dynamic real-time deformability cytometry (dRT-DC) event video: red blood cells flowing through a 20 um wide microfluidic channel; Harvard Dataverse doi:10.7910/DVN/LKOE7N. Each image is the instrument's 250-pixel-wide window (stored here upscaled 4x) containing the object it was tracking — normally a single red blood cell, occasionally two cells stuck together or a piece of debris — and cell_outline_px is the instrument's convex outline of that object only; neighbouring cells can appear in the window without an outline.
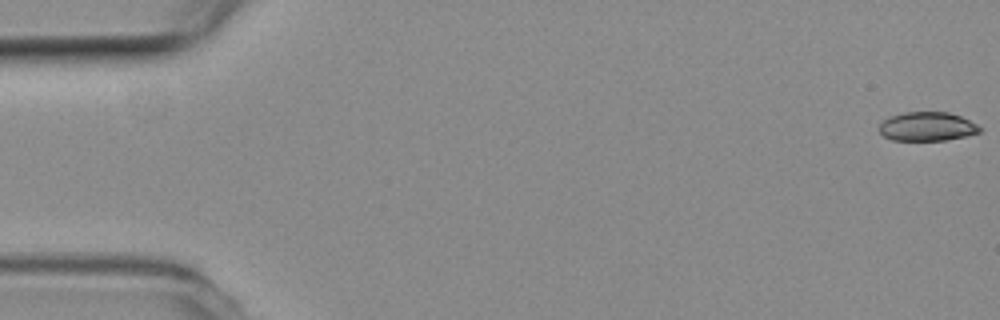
{"species": "common noctule bat (a hibernating species)", "species_latin": "Nyctalus noctula", "temperature_condition": "room temperature", "stored_images_in_passage": 50, "camera_frame_rate_fps": 3000, "um_per_image_px": 0.085, "animal": {"sex": "female", "body_mass_g": 19.3, "forearm_length_mm": 54.1}, "frame": {"image": 1, "passage_image": 1, "time_ms": 0.0, "image_size_px": [1000, 320], "cell_outline_px": [[984, 128], [980, 132], [968, 136], [944, 140], [892, 140], [884, 136], [876, 128], [888, 116], [904, 112], [948, 112], [960, 116]], "centroid_in_image_um": [78.8, 10.75], "position_along_channel_um": 6.2, "area_um2": 17.11}}
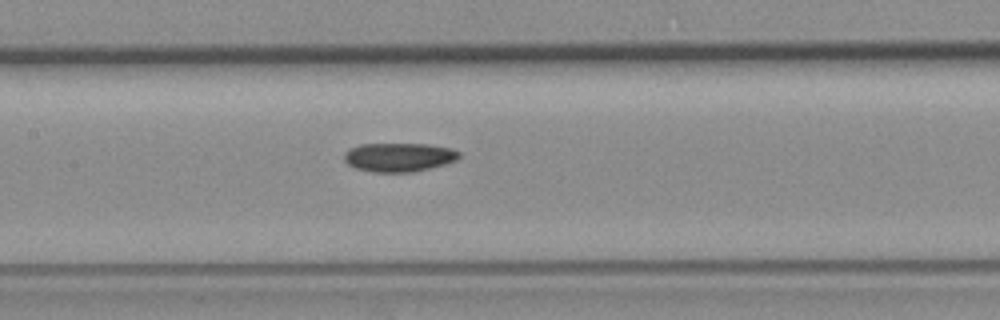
{"frame": {"image": 2, "passage_image": 27, "time_ms": 8.667, "image_size_px": [1000, 320], "cell_outline_px": [[460, 156], [456, 160], [444, 164], [412, 172], [372, 172], [356, 168], [348, 164], [344, 160], [344, 152], [348, 148], [360, 144], [428, 144], [452, 148], [460, 152]], "centroid_in_image_um": [33.88, 13.35], "position_along_channel_um": 173.5, "area_um2": 19.36}}
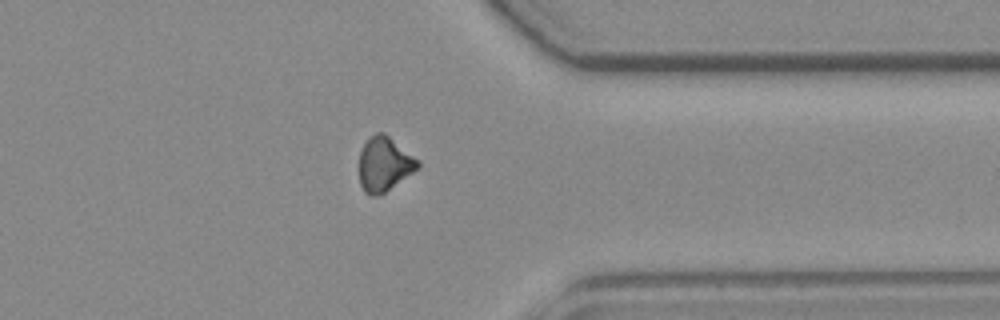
{"frame": {"image": 3, "passage_image": 44, "time_ms": 14.333, "image_size_px": [1000, 320], "cell_outline_px": [[420, 168], [380, 196], [368, 196], [364, 192], [360, 184], [360, 152], [364, 144], [376, 132], [384, 132], [420, 160]], "centroid_in_image_um": [32.7, 13.98], "position_along_channel_um": 378.7, "area_um2": 18.79}, "authors_computed_cell_mechanics": {"area_um2": 18.8428, "velocity_mm_per_s": 3.7751, "shape_relaxation_time_tau1_ms": null, "shape_relaxation_time_tau2_ms": 9.7001, "deformation_change_tau1": null, "deformation_change_tau2": 0.1607}}